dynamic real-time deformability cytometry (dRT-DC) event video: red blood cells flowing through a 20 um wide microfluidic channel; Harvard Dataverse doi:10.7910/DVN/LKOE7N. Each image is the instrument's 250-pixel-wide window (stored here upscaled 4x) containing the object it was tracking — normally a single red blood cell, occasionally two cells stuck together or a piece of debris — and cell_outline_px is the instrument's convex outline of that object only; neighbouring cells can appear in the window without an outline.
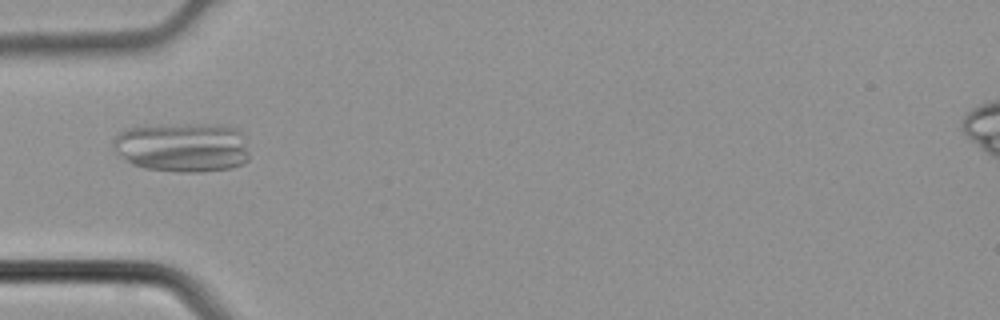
{"species": "common noctule bat (a hibernating species)", "species_latin": "Nyctalus noctula", "temperature_condition": "cold", "stored_images_in_passage": 4, "camera_frame_rate_fps": 3000, "um_per_image_px": 0.085, "animal": {"sex": "male", "body_mass_g": 21.5, "forearm_length_mm": 52.0}, "frame": {"image": 1, "passage_image": 3, "time_ms": 0.667, "image_size_px": [1000, 320], "cell_outline_px": [[248, 160], [244, 164], [232, 168], [200, 172], [184, 172], [144, 168], [132, 164], [120, 156], [112, 148], [112, 140], [120, 132], [128, 128], [200, 124], [216, 124], [236, 128], [240, 132], [248, 152]], "centroid_in_image_um": [15.52, 12.54], "position_along_channel_um": 69.5, "area_um2": 39.02}}
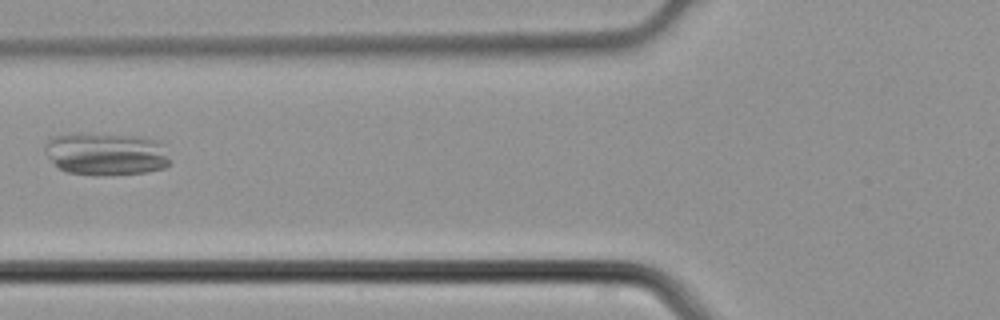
{"frame": {"image": 2, "passage_image": 4, "time_ms": 1.0, "image_size_px": [1000, 320], "cell_outline_px": [[172, 160], [164, 168], [144, 172], [96, 176], [68, 172], [60, 168], [44, 152], [44, 144], [52, 136], [76, 132], [140, 136], [160, 140]], "centroid_in_image_um": [9.03, 13.06], "position_along_channel_um": 116.8, "area_um2": 31.67}}